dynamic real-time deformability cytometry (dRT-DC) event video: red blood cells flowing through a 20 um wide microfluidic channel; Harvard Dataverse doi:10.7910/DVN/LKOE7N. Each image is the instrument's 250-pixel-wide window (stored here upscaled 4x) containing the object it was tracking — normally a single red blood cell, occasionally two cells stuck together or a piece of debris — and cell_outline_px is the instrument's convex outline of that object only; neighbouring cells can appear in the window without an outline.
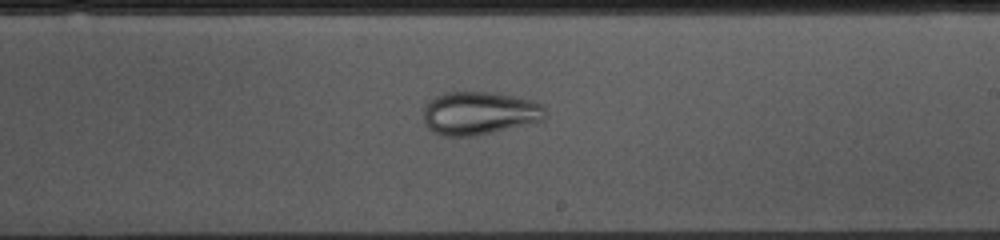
{"species": "common noctule bat (a hibernating species)", "species_latin": "Nyctalus noctula", "temperature_condition": "cold", "stored_images_in_passage": 53, "camera_frame_rate_fps": 3000, "um_per_image_px": 0.085, "animal": {"sex": "female", "body_mass_g": 10.0, "forearm_length_mm": 53.1}, "frame": {"image": 1, "passage_image": 30, "time_ms": 9.667, "image_size_px": [1000, 240], "cell_outline_px": [[548, 116], [544, 120], [476, 136], [440, 136], [432, 132], [428, 128], [424, 120], [424, 104], [428, 100], [444, 92], [488, 92], [512, 96], [532, 100], [544, 104]], "centroid_in_image_um": [40.74, 9.62], "position_along_channel_um": 248.3, "area_um2": 30.98}}
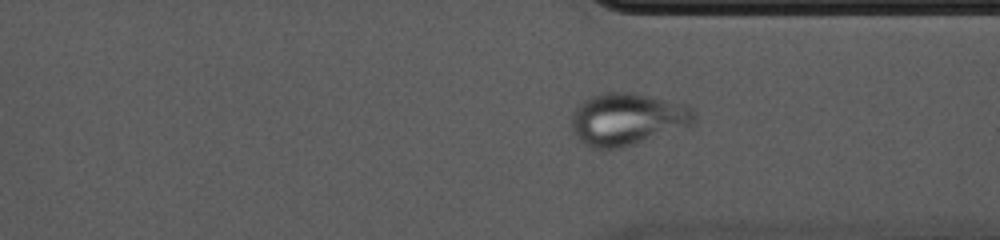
{"frame": {"image": 2, "passage_image": 39, "time_ms": 12.667, "image_size_px": [1000, 240], "cell_outline_px": [[696, 120], [692, 124], [624, 148], [592, 148], [584, 144], [572, 132], [572, 112], [584, 100], [600, 92], [628, 92], [688, 104], [692, 108]], "centroid_in_image_um": [53.3, 10.12], "position_along_channel_um": 358.1, "area_um2": 37.22}}
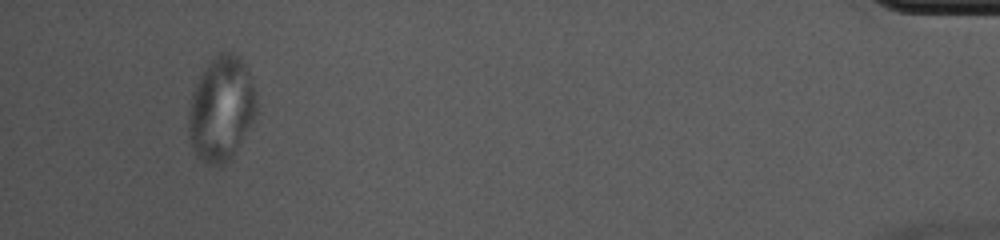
{"frame": {"image": 3, "passage_image": 50, "time_ms": 16.333, "image_size_px": [1000, 240], "cell_outline_px": [[256, 112], [252, 120], [236, 148], [228, 160], [224, 164], [204, 164], [196, 156], [192, 148], [188, 136], [188, 112], [192, 92], [200, 76], [208, 64], [220, 52], [236, 52], [244, 60], [252, 80], [256, 92]], "centroid_in_image_um": [18.79, 9.22], "position_along_channel_um": 416.4, "area_um2": 41.21}}